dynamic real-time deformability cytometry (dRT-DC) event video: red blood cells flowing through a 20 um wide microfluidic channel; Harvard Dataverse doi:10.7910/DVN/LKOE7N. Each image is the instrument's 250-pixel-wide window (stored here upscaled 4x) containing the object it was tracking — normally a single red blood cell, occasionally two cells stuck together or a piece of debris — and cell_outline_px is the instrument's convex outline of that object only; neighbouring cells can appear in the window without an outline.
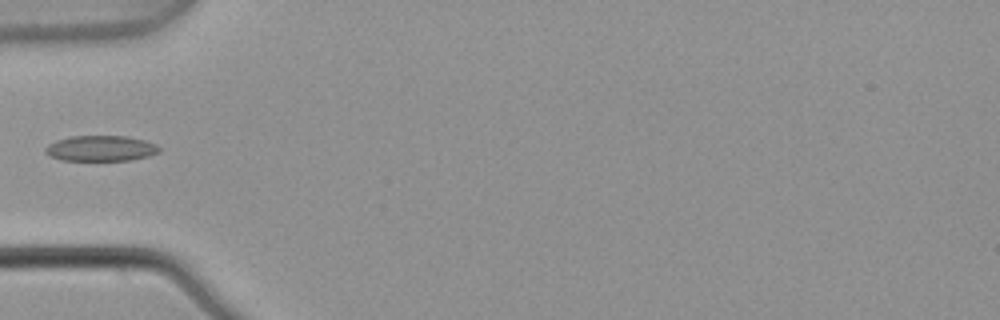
{"species": "common noctule bat (a hibernating species)", "species_latin": "Nyctalus noctula", "temperature_condition": "warm", "stored_images_in_passage": 2, "camera_frame_rate_fps": 3000, "um_per_image_px": 0.085, "animal": {"sex": "male", "body_mass_g": 21.5, "forearm_length_mm": 52.0}, "frame": {"image": 1, "passage_image": 2, "time_ms": 0.333, "image_size_px": [1000, 320], "cell_outline_px": [[160, 152], [148, 156], [128, 160], [60, 160], [44, 152], [44, 148], [48, 144], [56, 140], [72, 136], [128, 136], [144, 140], [156, 144], [160, 148]], "centroid_in_image_um": [8.56, 12.6], "position_along_channel_um": 76.4, "area_um2": 16.94}}